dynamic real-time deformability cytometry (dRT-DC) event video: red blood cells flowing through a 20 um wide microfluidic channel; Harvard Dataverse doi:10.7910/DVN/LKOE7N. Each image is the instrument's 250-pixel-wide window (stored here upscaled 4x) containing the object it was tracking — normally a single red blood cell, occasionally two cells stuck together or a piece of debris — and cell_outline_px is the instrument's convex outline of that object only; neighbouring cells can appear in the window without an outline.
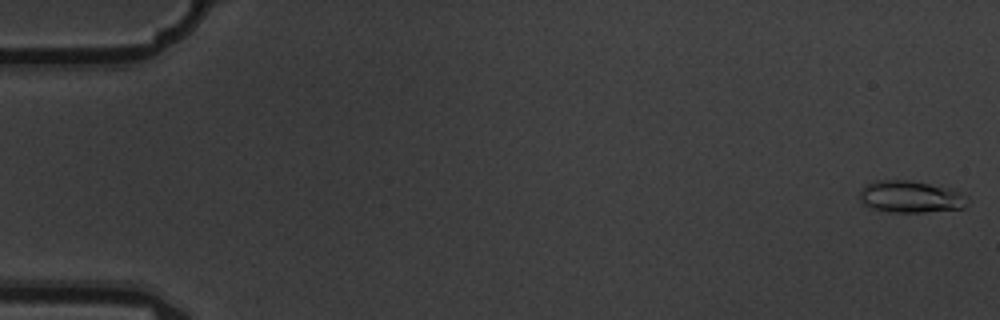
{"species": "common noctule bat (a hibernating species)", "species_latin": "Nyctalus noctula", "temperature_condition": "warm", "stored_images_in_passage": 4, "camera_frame_rate_fps": 3000, "um_per_image_px": 0.085, "animal": {"sex": "male", "body_mass_g": 19.5, "forearm_length_mm": 54.6}, "frame": {"image": 1, "passage_image": 1, "time_ms": 0.0, "image_size_px": [1000, 320], "cell_outline_px": [[968, 196], [964, 208], [924, 212], [888, 212], [872, 208], [864, 204], [860, 200], [860, 192], [868, 184], [876, 180], [912, 180], [956, 188]], "centroid_in_image_um": [77.47, 16.71], "position_along_channel_um": 7.5, "area_um2": 20.35}}